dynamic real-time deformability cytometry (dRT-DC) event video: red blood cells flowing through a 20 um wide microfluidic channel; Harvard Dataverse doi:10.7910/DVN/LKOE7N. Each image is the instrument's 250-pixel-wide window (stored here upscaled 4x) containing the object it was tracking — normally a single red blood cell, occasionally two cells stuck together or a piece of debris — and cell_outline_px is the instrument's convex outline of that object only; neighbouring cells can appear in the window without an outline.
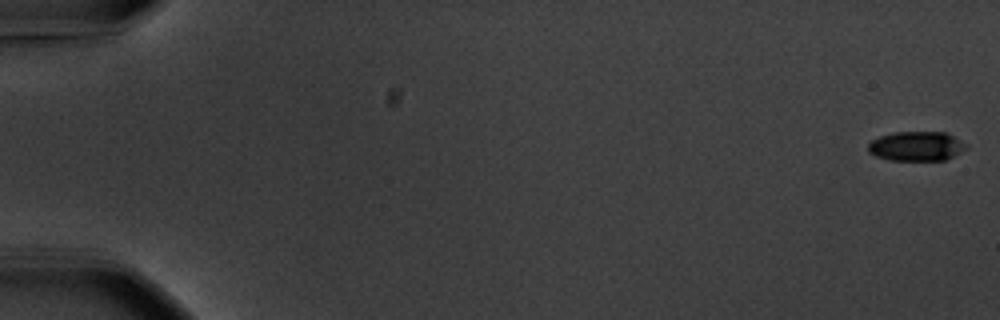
{"species": "common noctule bat (a hibernating species)", "species_latin": "Nyctalus noctula", "temperature_condition": "warm", "stored_images_in_passage": 57, "camera_frame_rate_fps": 3000, "um_per_image_px": 0.085, "animal": {"sex": "male", "body_mass_g": 20.1, "forearm_length_mm": 53.5}, "frame": {"image": 1, "passage_image": 1, "time_ms": 0.0, "image_size_px": [1000, 320], "cell_outline_px": [[968, 148], [944, 160], [888, 160], [876, 156], [868, 152], [868, 144], [872, 140], [880, 136], [892, 132], [944, 132], [968, 144]], "centroid_in_image_um": [77.88, 12.42], "position_along_channel_um": 7.1, "area_um2": 16.82}}
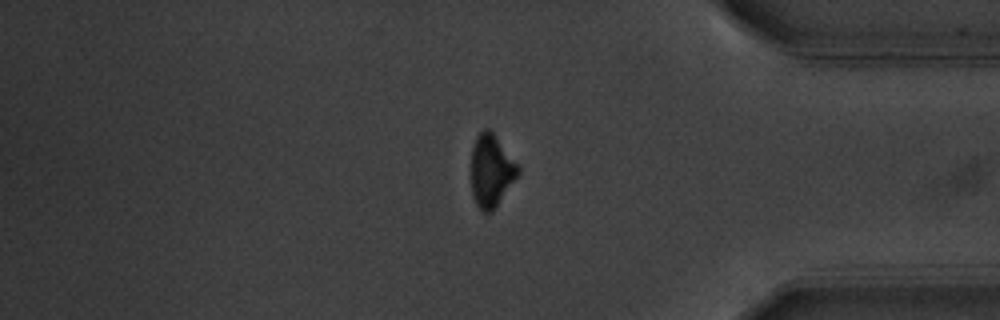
{"frame": {"image": 2, "passage_image": 48, "time_ms": 15.667, "image_size_px": [1000, 320], "cell_outline_px": [[520, 172], [492, 212], [484, 212], [476, 204], [472, 196], [472, 148], [476, 136], [484, 128], [488, 128], [492, 132], [520, 164]], "centroid_in_image_um": [41.77, 14.49], "position_along_channel_um": 393.4, "area_um2": 19.77}}
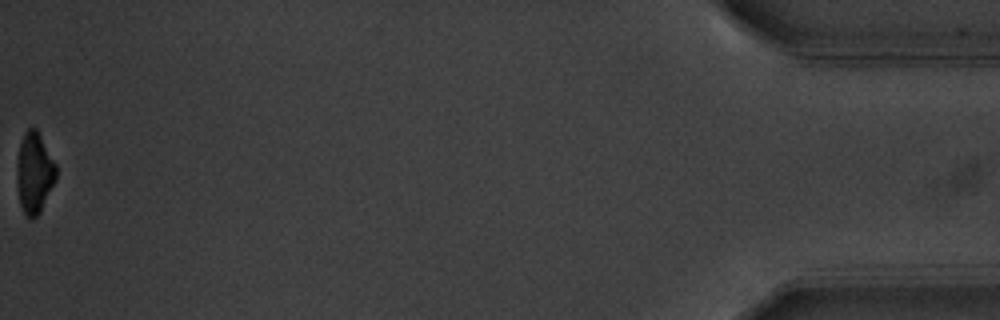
{"frame": {"image": 3, "passage_image": 57, "time_ms": 18.667, "image_size_px": [1000, 320], "cell_outline_px": [[56, 180], [40, 212], [32, 220], [24, 212], [20, 204], [16, 176], [16, 164], [20, 144], [24, 132], [28, 128], [36, 128], [56, 164]], "centroid_in_image_um": [2.91, 14.69], "position_along_channel_um": 432.3, "area_um2": 18.44}, "authors_computed_cell_mechanics": {"area_um2": 19.652, "velocity_mm_per_s": 3.6777, "shape_relaxation_time_tau1_ms": 2.939, "shape_relaxation_time_tau2_ms": null, "deformation_change_tau1": 0.1356, "deformation_change_tau2": null}}